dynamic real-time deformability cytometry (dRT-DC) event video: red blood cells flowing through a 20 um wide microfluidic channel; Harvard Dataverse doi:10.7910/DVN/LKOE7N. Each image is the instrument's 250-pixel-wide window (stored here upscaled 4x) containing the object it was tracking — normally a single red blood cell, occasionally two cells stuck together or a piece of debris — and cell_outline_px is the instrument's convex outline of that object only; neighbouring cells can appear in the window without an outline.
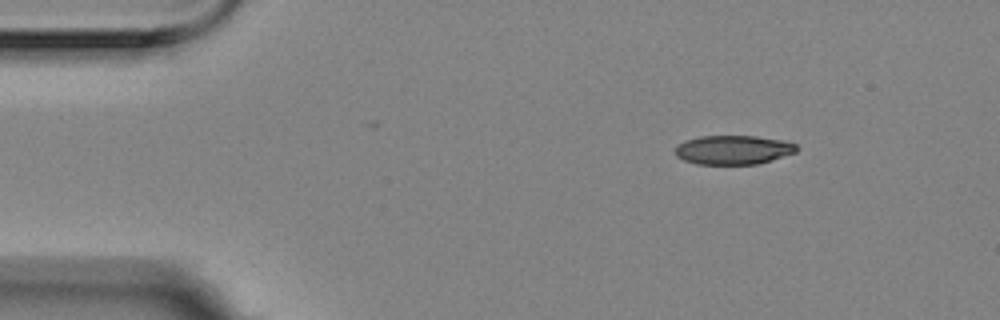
{"species": "Egyptian fruit bat (a non-hibernating species)", "species_latin": "Rousettus aegyptiacus", "temperature_condition": "room temperature", "stored_images_in_passage": 12, "camera_frame_rate_fps": 3000, "um_per_image_px": 0.085, "animal": {"sex": "female"}, "frame": {"image": 1, "passage_image": 1, "time_ms": 0.0, "image_size_px": [1000, 320], "cell_outline_px": [[796, 152], [756, 164], [696, 164], [684, 160], [676, 156], [676, 148], [684, 140], [700, 136], [756, 136], [780, 140], [796, 144]], "centroid_in_image_um": [62.29, 12.73], "position_along_channel_um": 22.7, "area_um2": 20.29}}
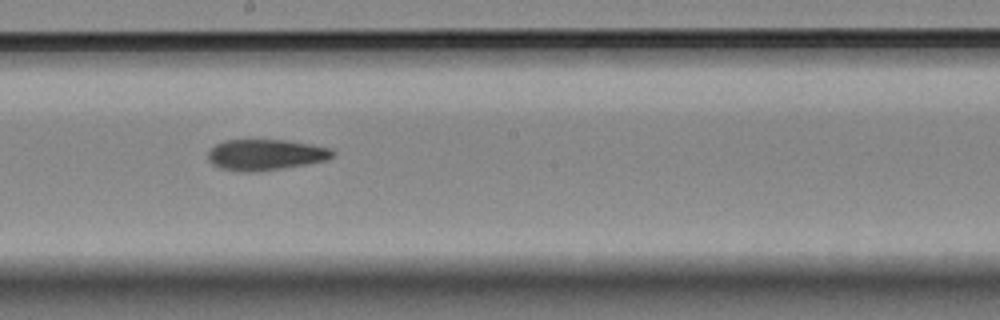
{"frame": {"image": 2, "passage_image": 7, "time_ms": 2.0, "image_size_px": [1000, 320], "cell_outline_px": [[336, 156], [328, 160], [308, 164], [284, 168], [256, 172], [236, 172], [220, 168], [212, 164], [208, 160], [208, 152], [216, 144], [224, 140], [284, 140], [312, 144], [332, 148], [336, 152]], "centroid_in_image_um": [22.62, 13.16], "position_along_channel_um": 225.6, "area_um2": 22.89}}
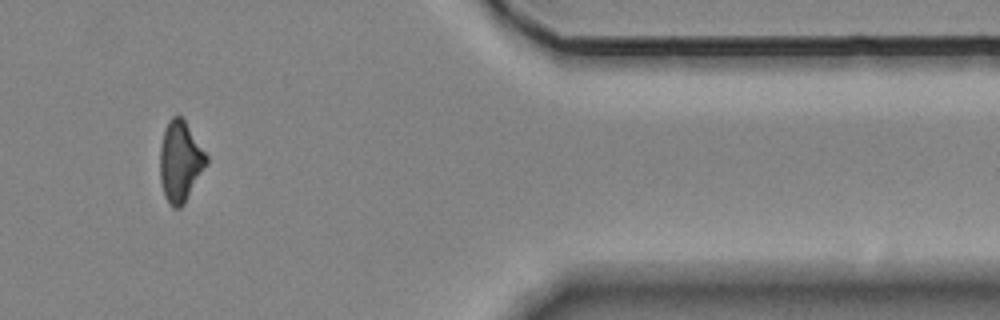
{"frame": {"image": 3, "passage_image": 12, "time_ms": 3.667, "image_size_px": [1000, 320], "cell_outline_px": [[208, 164], [184, 204], [180, 208], [172, 208], [164, 196], [160, 180], [160, 148], [164, 128], [168, 120], [172, 116], [180, 116], [184, 120], [208, 156]], "centroid_in_image_um": [15.32, 13.74], "position_along_channel_um": 396.1, "area_um2": 21.96}}